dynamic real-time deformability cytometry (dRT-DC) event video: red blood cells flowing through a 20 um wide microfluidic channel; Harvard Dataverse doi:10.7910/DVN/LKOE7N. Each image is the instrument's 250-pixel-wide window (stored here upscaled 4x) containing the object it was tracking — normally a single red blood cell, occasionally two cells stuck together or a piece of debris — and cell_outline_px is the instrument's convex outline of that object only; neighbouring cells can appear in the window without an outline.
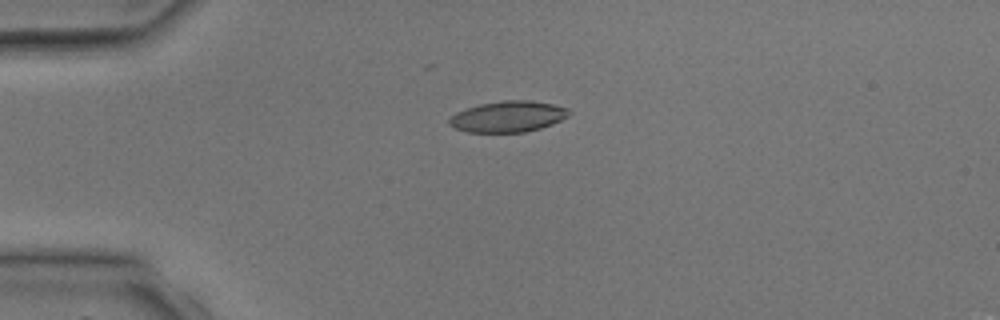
{"species": "common noctule bat (a hibernating species)", "species_latin": "Nyctalus noctula", "temperature_condition": "room temperature", "stored_images_in_passage": 2, "camera_frame_rate_fps": 3000, "um_per_image_px": 0.085, "animal": {"sex": "male", "body_mass_g": 17.9, "forearm_length_mm": 54.2}, "frame": {"image": 1, "passage_image": 1, "time_ms": 0.0, "image_size_px": [1000, 320], "cell_outline_px": [[572, 112], [568, 116], [552, 124], [540, 128], [524, 132], [468, 132], [456, 128], [448, 124], [448, 120], [456, 112], [480, 104], [504, 100], [528, 100], [552, 104], [568, 108]], "centroid_in_image_um": [43.19, 9.91], "position_along_channel_um": 41.8, "area_um2": 21.5}}